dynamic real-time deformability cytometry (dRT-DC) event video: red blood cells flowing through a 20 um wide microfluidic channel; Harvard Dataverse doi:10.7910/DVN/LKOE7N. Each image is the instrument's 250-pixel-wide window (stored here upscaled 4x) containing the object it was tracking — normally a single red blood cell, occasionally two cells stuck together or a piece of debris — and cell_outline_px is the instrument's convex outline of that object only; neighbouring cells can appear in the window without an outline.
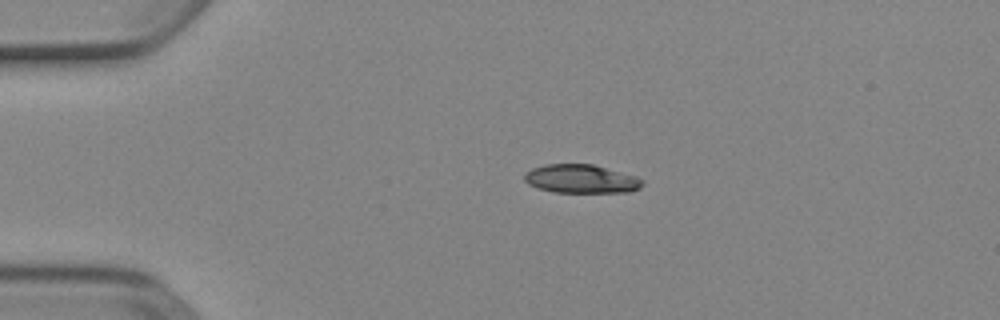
{"species": "Egyptian fruit bat (a non-hibernating species)", "species_latin": "Rousettus aegyptiacus", "temperature_condition": "cold", "stored_images_in_passage": 2, "camera_frame_rate_fps": 3000, "um_per_image_px": 0.085, "animal": {"sex": "female"}, "frame": {"image": 1, "passage_image": 1, "time_ms": 0.0, "image_size_px": [1000, 320], "cell_outline_px": [[644, 184], [640, 188], [628, 192], [552, 192], [528, 184], [524, 180], [524, 172], [532, 168], [544, 164], [592, 164], [636, 176], [644, 180]], "centroid_in_image_um": [49.39, 15.2], "position_along_channel_um": 35.6, "area_um2": 19.71}}